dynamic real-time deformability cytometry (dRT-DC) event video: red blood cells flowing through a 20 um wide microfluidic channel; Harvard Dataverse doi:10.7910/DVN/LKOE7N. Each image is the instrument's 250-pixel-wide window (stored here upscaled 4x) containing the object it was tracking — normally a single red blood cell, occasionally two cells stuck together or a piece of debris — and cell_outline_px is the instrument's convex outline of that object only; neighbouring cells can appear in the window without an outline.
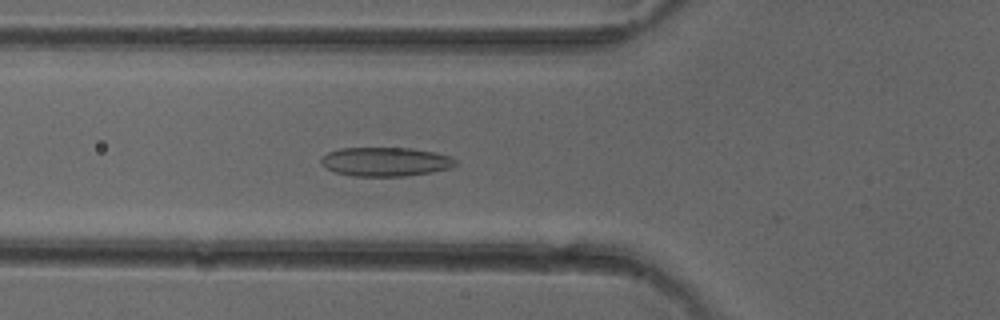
{"species": "common noctule bat (a hibernating species)", "species_latin": "Nyctalus noctula", "temperature_condition": "cold", "stored_images_in_passage": 51, "camera_frame_rate_fps": 3000, "um_per_image_px": 0.085, "animal": {"sex": "female"}, "frame": {"image": 1, "passage_image": 19, "time_ms": 6.0, "image_size_px": [1000, 320], "cell_outline_px": [[456, 164], [448, 168], [432, 172], [404, 176], [352, 176], [336, 172], [320, 164], [320, 160], [328, 152], [340, 148], [412, 148], [436, 152], [452, 156], [456, 160]], "centroid_in_image_um": [32.78, 13.74], "position_along_channel_um": 93.0, "area_um2": 22.72}}
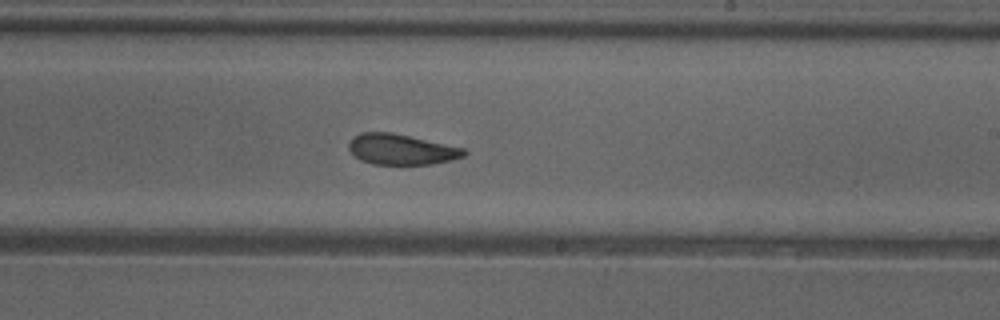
{"frame": {"image": 2, "passage_image": 31, "time_ms": 10.0, "image_size_px": [1000, 320], "cell_outline_px": [[468, 152], [464, 156], [432, 164], [372, 164], [360, 160], [348, 148], [348, 144], [352, 136], [360, 132], [392, 132], [464, 148]], "centroid_in_image_um": [34.07, 12.69], "position_along_channel_um": 254.9, "area_um2": 20.46}}
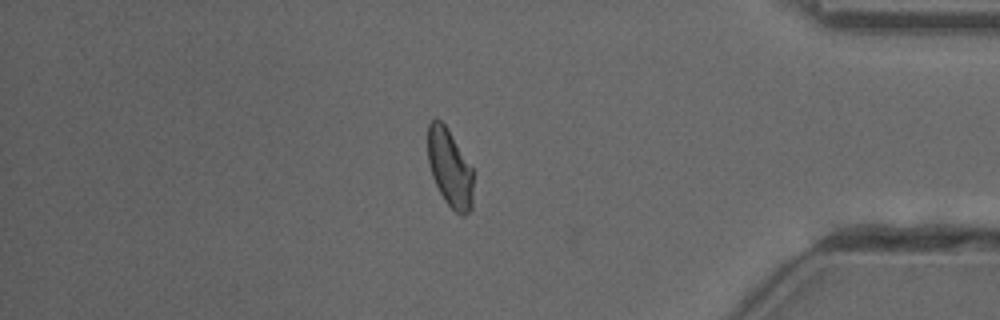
{"frame": {"image": 3, "passage_image": 44, "time_ms": 14.333, "image_size_px": [1000, 320], "cell_outline_px": [[472, 208], [464, 216], [460, 216], [444, 200], [432, 176], [428, 164], [428, 124], [436, 116], [444, 124], [472, 168]], "centroid_in_image_um": [38.21, 14.3], "position_along_channel_um": 397.0, "area_um2": 20.35}, "authors_computed_cell_mechanics": {"area_um2": 21.9062, "velocity_mm_per_s": 4.0307, "shape_relaxation_time_tau1_ms": 4.6921, "shape_relaxation_time_tau2_ms": 3.6312, "deformation_change_tau1": 0.1188, "deformation_change_tau2": 0.0989}}